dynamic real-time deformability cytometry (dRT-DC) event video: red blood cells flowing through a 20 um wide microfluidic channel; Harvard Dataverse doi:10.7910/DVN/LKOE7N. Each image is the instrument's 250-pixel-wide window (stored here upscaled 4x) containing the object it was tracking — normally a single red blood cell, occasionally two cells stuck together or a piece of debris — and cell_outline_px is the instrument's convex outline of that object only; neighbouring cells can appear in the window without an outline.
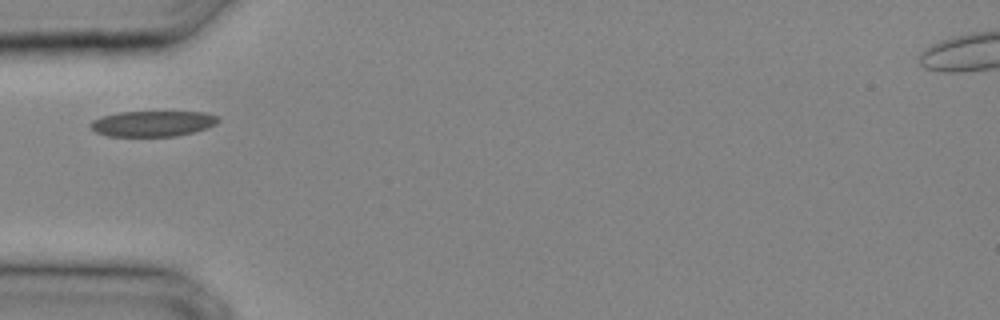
{"species": "common noctule bat (a hibernating species)", "species_latin": "Nyctalus noctula", "temperature_condition": "cold", "stored_images_in_passage": 18, "camera_frame_rate_fps": 3000, "um_per_image_px": 0.085, "animal": {"sex": "male", "body_mass_g": 20.4}, "frame": {"image": 1, "passage_image": 1, "time_ms": 0.0, "image_size_px": [1000, 320], "cell_outline_px": [[220, 120], [216, 124], [208, 128], [176, 136], [108, 136], [96, 132], [88, 124], [92, 120], [100, 116], [120, 112], [204, 112], [220, 116]], "centroid_in_image_um": [12.99, 10.5], "position_along_channel_um": 72.0, "area_um2": 19.19}}
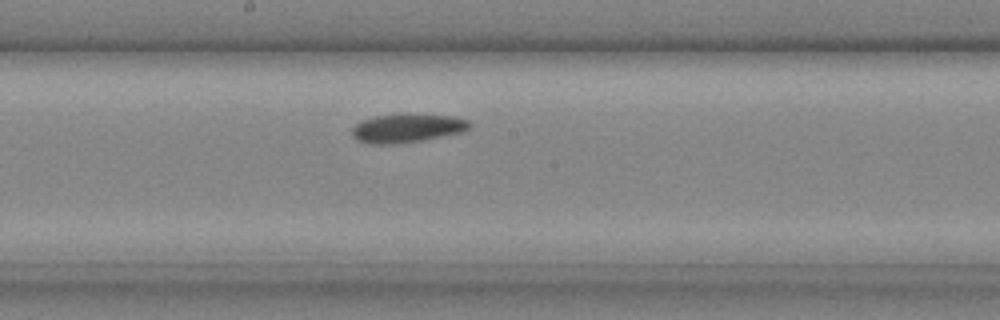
{"frame": {"image": 2, "passage_image": 8, "time_ms": 2.333, "image_size_px": [1000, 320], "cell_outline_px": [[472, 124], [464, 132], [420, 140], [392, 144], [368, 144], [356, 140], [352, 136], [352, 128], [356, 124], [364, 120], [376, 116], [400, 112], [408, 112], [456, 116], [468, 120]], "centroid_in_image_um": [34.62, 10.86], "position_along_channel_um": 213.6, "area_um2": 20.17}}
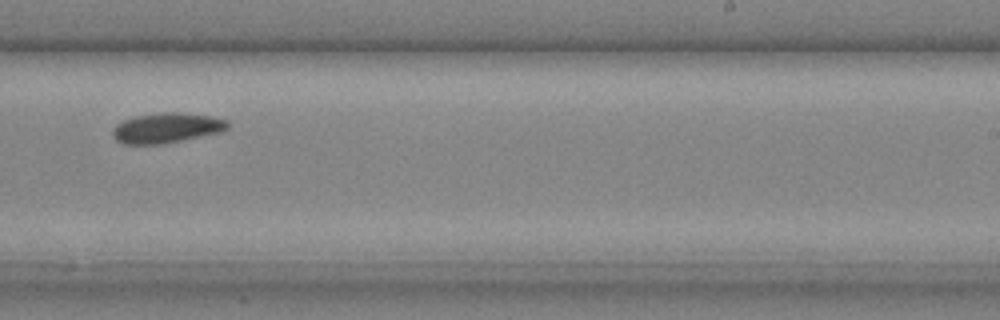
{"frame": {"image": 3, "passage_image": 11, "time_ms": 3.333, "image_size_px": [1000, 320], "cell_outline_px": [[228, 128], [224, 132], [164, 144], [124, 144], [116, 140], [112, 136], [112, 128], [116, 124], [124, 120], [136, 116], [164, 112], [184, 112], [212, 116], [224, 120], [228, 124]], "centroid_in_image_um": [14.17, 10.88], "position_along_channel_um": 274.8, "area_um2": 20.4}}